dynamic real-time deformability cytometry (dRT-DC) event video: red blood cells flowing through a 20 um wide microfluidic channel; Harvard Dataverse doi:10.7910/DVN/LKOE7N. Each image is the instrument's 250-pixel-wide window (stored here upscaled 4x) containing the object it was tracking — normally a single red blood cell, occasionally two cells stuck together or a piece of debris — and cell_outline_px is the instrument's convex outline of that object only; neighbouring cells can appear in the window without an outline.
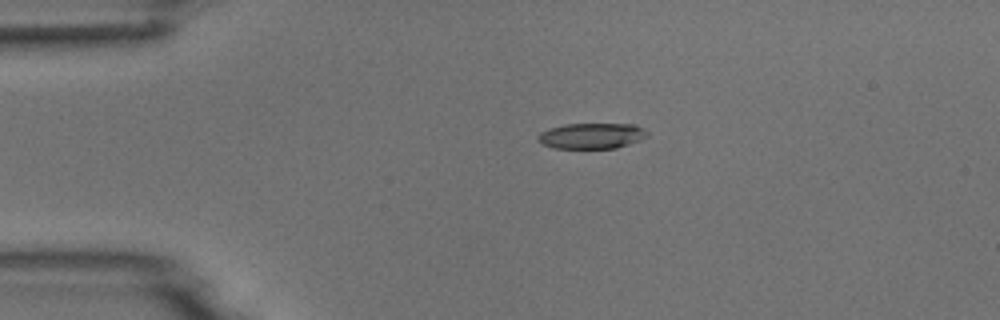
{"species": "common noctule bat (a hibernating species)", "species_latin": "Nyctalus noctula", "temperature_condition": "room temperature", "stored_images_in_passage": 2, "camera_frame_rate_fps": 3000, "um_per_image_px": 0.085, "animal": {"sex": "male", "body_mass_g": 18.8}, "frame": {"image": 1, "passage_image": 1, "time_ms": 0.0, "image_size_px": [1000, 320], "cell_outline_px": [[648, 136], [640, 140], [616, 148], [552, 148], [536, 140], [536, 136], [540, 132], [548, 128], [564, 124], [636, 124], [644, 128], [648, 132]], "centroid_in_image_um": [50.28, 11.54], "position_along_channel_um": 34.7, "area_um2": 16.53}}